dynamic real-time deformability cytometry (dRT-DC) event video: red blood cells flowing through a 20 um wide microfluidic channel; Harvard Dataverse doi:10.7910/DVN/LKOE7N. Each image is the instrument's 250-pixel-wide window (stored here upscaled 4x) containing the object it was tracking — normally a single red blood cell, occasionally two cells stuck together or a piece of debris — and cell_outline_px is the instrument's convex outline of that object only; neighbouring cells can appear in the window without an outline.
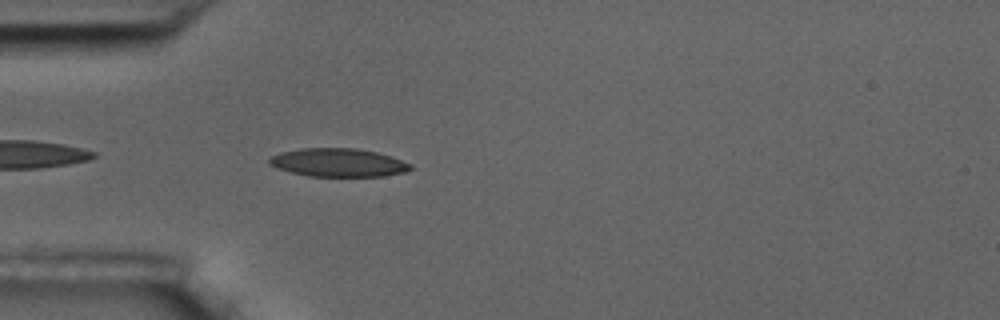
{"species": "common noctule bat (a hibernating species)", "species_latin": "Nyctalus noctula", "temperature_condition": "room temperature", "stored_images_in_passage": 4, "camera_frame_rate_fps": 3000, "um_per_image_px": 0.085, "animal": {"sex": "male", "body_mass_g": 17.5, "forearm_length_mm": 52.3}, "frame": {"image": 1, "passage_image": 4, "time_ms": 1.0, "image_size_px": [1000, 320], "cell_outline_px": [[412, 168], [404, 172], [384, 176], [308, 176], [276, 168], [268, 164], [268, 160], [272, 156], [280, 152], [300, 148], [356, 148], [376, 152], [392, 156], [412, 164]], "centroid_in_image_um": [28.75, 13.81], "position_along_channel_um": 56.3, "area_um2": 23.35}}